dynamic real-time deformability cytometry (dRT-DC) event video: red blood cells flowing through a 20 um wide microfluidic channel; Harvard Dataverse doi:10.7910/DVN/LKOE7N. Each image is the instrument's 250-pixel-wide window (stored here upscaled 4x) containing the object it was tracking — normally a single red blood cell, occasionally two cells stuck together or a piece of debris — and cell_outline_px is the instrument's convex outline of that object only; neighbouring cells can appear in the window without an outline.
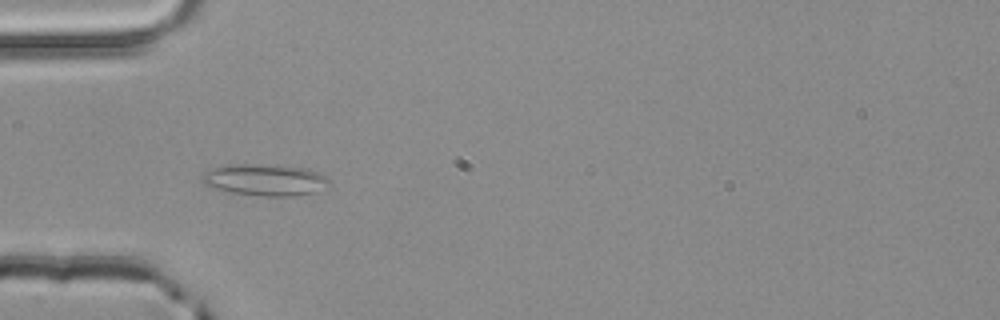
{"species": "common noctule bat (a hibernating species)", "species_latin": "Nyctalus noctula", "temperature_condition": "room temperature", "stored_images_in_passage": 3, "camera_frame_rate_fps": 3000, "um_per_image_px": 0.085, "animal": {"sex": "male", "body_mass_g": 20.4}, "frame": {"image": 1, "passage_image": 3, "time_ms": 0.667, "image_size_px": [1000, 320], "cell_outline_px": [[332, 184], [312, 192], [296, 196], [260, 196], [232, 192], [204, 184], [200, 180], [200, 176], [204, 172], [212, 168], [232, 164], [256, 164], [304, 168], [328, 176], [332, 180]], "centroid_in_image_um": [22.54, 15.29], "position_along_channel_um": 62.5, "area_um2": 23.29}}